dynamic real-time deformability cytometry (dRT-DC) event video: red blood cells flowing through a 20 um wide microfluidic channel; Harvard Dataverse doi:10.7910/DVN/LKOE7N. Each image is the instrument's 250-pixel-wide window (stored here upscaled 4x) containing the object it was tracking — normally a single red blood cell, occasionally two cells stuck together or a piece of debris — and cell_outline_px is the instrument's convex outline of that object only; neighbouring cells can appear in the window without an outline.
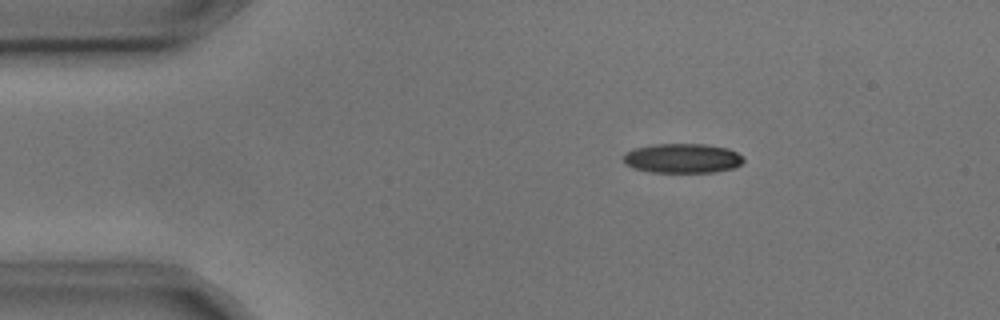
{"species": "common noctule bat (a hibernating species)", "species_latin": "Nyctalus noctula", "temperature_condition": "cold", "stored_images_in_passage": 8, "camera_frame_rate_fps": 3000, "um_per_image_px": 0.085, "animal": {"sex": "male", "body_mass_g": 17.9, "forearm_length_mm": 54.2}, "frame": {"image": 1, "passage_image": 2, "time_ms": 0.333, "image_size_px": [1000, 320], "cell_outline_px": [[744, 160], [736, 168], [716, 172], [648, 172], [632, 168], [624, 164], [624, 152], [632, 148], [656, 144], [704, 144], [728, 148], [744, 156]], "centroid_in_image_um": [57.99, 13.46], "position_along_channel_um": 27.0, "area_um2": 20.98}}
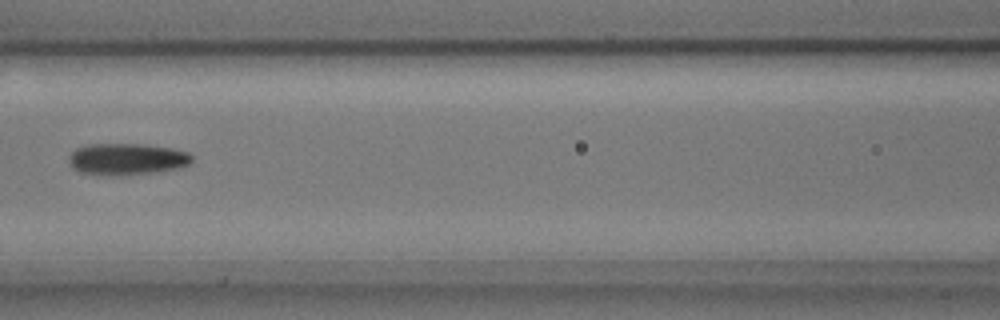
{"frame": {"image": 2, "passage_image": 6, "time_ms": 1.667, "image_size_px": [1000, 320], "cell_outline_px": [[192, 160], [188, 164], [180, 168], [156, 172], [112, 176], [80, 172], [72, 168], [68, 160], [68, 156], [76, 148], [88, 144], [144, 144], [172, 148], [188, 152], [192, 156]], "centroid_in_image_um": [10.77, 13.52], "position_along_channel_um": 155.8, "area_um2": 22.83}}
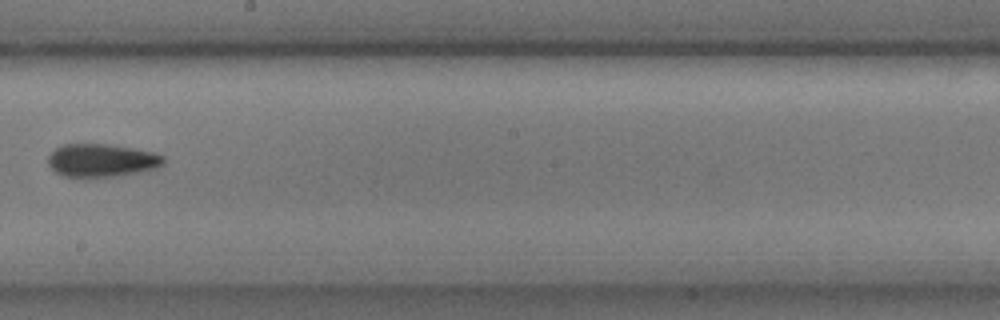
{"frame": {"image": 3, "passage_image": 8, "time_ms": 2.333, "image_size_px": [1000, 320], "cell_outline_px": [[164, 164], [156, 168], [116, 176], [88, 180], [84, 180], [64, 176], [56, 172], [48, 164], [48, 156], [56, 148], [64, 144], [108, 144], [156, 152], [164, 156]], "centroid_in_image_um": [8.62, 13.66], "position_along_channel_um": 239.6, "area_um2": 22.77}}